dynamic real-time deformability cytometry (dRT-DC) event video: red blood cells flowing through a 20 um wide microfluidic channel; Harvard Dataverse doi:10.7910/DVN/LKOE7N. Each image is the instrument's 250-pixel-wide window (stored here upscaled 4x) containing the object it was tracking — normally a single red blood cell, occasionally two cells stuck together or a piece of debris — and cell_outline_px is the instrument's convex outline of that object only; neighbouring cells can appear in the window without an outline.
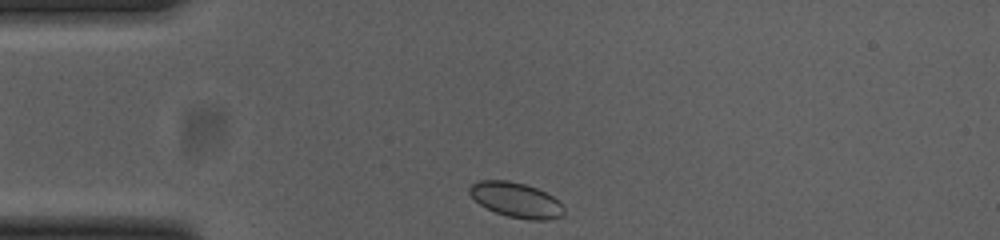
{"species": "common noctule bat (a hibernating species)", "species_latin": "Nyctalus noctula", "temperature_condition": "cold", "stored_images_in_passage": 34, "camera_frame_rate_fps": 3000, "um_per_image_px": 0.085, "animal": {"sex": "female", "body_mass_g": 23.0, "forearm_length_mm": 53.4}, "frame": {"image": 1, "passage_image": 1, "time_ms": 0.0, "image_size_px": [1000, 240], "cell_outline_px": [[564, 212], [560, 216], [548, 220], [528, 220], [508, 216], [496, 212], [480, 204], [468, 192], [468, 188], [472, 184], [480, 180], [508, 180], [524, 184], [536, 188], [552, 196], [564, 208]], "centroid_in_image_um": [43.85, 16.99], "position_along_channel_um": 41.2, "area_um2": 18.96}}
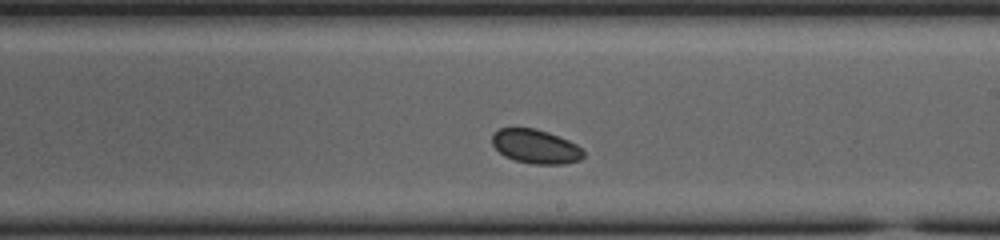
{"frame": {"image": 2, "passage_image": 20, "time_ms": 6.333, "image_size_px": [1000, 240], "cell_outline_px": [[584, 156], [580, 160], [564, 164], [532, 164], [516, 160], [504, 156], [492, 144], [492, 136], [500, 128], [536, 128], [548, 132], [568, 140], [584, 148]], "centroid_in_image_um": [45.56, 12.45], "position_along_channel_um": 243.4, "area_um2": 18.15}}
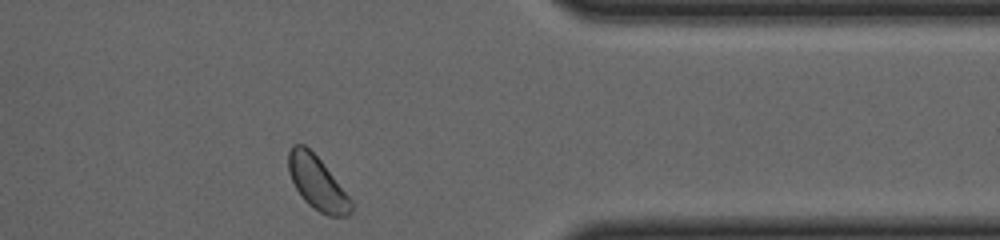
{"frame": {"image": 3, "passage_image": 33, "time_ms": 10.667, "image_size_px": [1000, 240], "cell_outline_px": [[352, 212], [348, 216], [328, 216], [312, 208], [304, 200], [296, 188], [288, 172], [288, 152], [292, 144], [304, 144], [320, 160], [352, 200]], "centroid_in_image_um": [26.95, 15.56], "position_along_channel_um": 384.4, "area_um2": 19.36}, "authors_computed_cell_mechanics": {"area_um2": 18.7561, "velocity_mm_per_s": 3.6124, "shape_relaxation_time_tau1_ms": 0.2169, "shape_relaxation_time_tau2_ms": null, "deformation_change_tau1": 0.0102, "deformation_change_tau2": null}}